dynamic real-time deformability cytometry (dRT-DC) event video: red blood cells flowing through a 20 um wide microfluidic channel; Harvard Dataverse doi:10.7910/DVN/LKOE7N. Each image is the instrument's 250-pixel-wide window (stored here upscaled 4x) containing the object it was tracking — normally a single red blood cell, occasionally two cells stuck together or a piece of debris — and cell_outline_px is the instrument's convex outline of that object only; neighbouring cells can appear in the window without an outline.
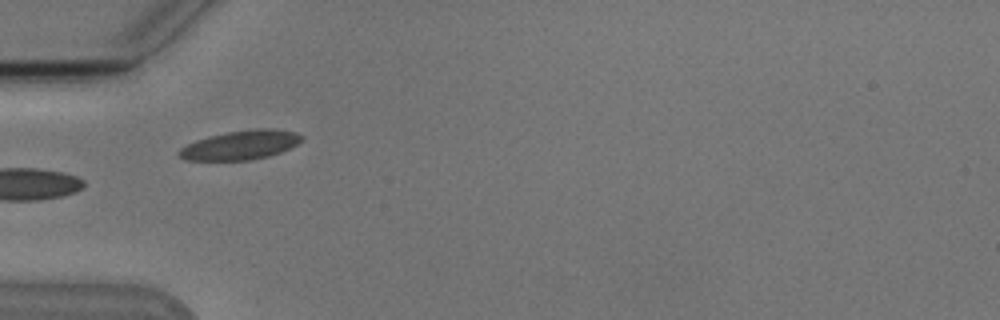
{"species": "Egyptian fruit bat (a non-hibernating species)", "species_latin": "Rousettus aegyptiacus", "temperature_condition": "cold", "stored_images_in_passage": 8, "camera_frame_rate_fps": 3000, "um_per_image_px": 0.085, "animal": {"sex": "male"}, "frame": {"image": 1, "passage_image": 6, "time_ms": 6.0, "image_size_px": [1000, 320], "cell_outline_px": [[304, 140], [280, 152], [268, 156], [248, 160], [184, 160], [176, 152], [180, 148], [196, 140], [208, 136], [228, 132], [260, 128], [268, 128], [296, 132], [304, 136]], "centroid_in_image_um": [20.44, 12.32], "position_along_channel_um": 64.6, "area_um2": 20.69}}
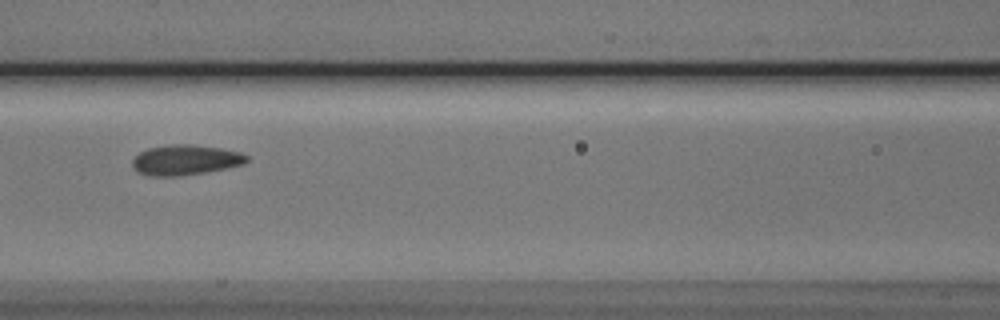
{"frame": {"image": 2, "passage_image": 8, "time_ms": 8.333, "image_size_px": [1000, 320], "cell_outline_px": [[248, 160], [244, 164], [204, 172], [176, 176], [152, 176], [140, 172], [132, 164], [132, 160], [140, 152], [148, 148], [172, 144], [192, 144], [220, 148], [240, 152], [248, 156]], "centroid_in_image_um": [15.78, 13.58], "position_along_channel_um": 150.8, "area_um2": 19.83}}